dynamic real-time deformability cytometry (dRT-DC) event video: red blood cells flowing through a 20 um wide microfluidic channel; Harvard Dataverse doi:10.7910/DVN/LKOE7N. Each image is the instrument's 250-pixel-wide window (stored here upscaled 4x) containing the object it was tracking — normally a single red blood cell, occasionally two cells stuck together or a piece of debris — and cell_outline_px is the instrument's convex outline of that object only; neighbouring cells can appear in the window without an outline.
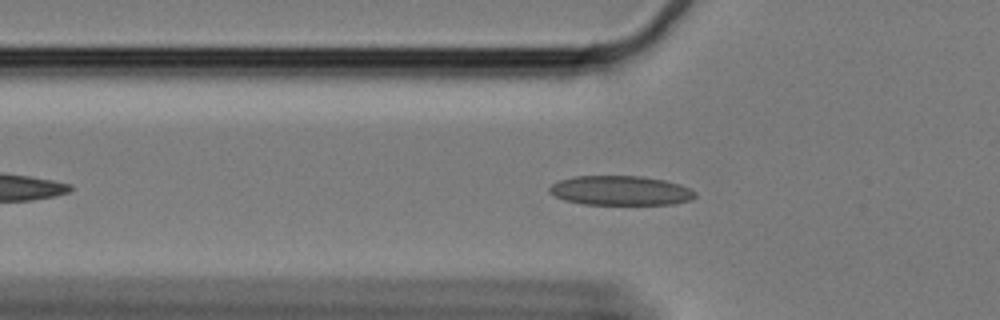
{"species": "Egyptian fruit bat (a non-hibernating species)", "species_latin": "Rousettus aegyptiacus", "temperature_condition": "cold", "stored_images_in_passage": 44, "camera_frame_rate_fps": 3000, "um_per_image_px": 0.085, "animal": {"sex": "female"}, "frame": {"image": 1, "passage_image": 11, "time_ms": 3.333, "image_size_px": [1000, 320], "cell_outline_px": [[696, 196], [692, 200], [672, 204], [584, 204], [564, 200], [548, 192], [548, 188], [552, 184], [560, 180], [572, 176], [644, 176], [664, 180], [680, 184], [692, 188], [696, 192]], "centroid_in_image_um": [52.77, 16.19], "position_along_channel_um": 73.0, "area_um2": 25.2}}
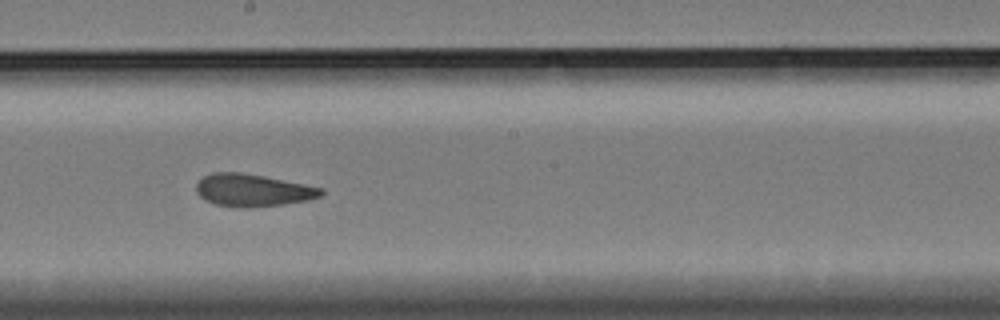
{"frame": {"image": 2, "passage_image": 25, "time_ms": 8.0, "image_size_px": [1000, 320], "cell_outline_px": [[324, 192], [320, 196], [308, 200], [284, 204], [248, 208], [216, 204], [204, 200], [196, 192], [196, 184], [204, 176], [212, 172], [240, 172], [264, 176], [324, 188]], "centroid_in_image_um": [21.48, 16.17], "position_along_channel_um": 226.7, "area_um2": 23.52}}
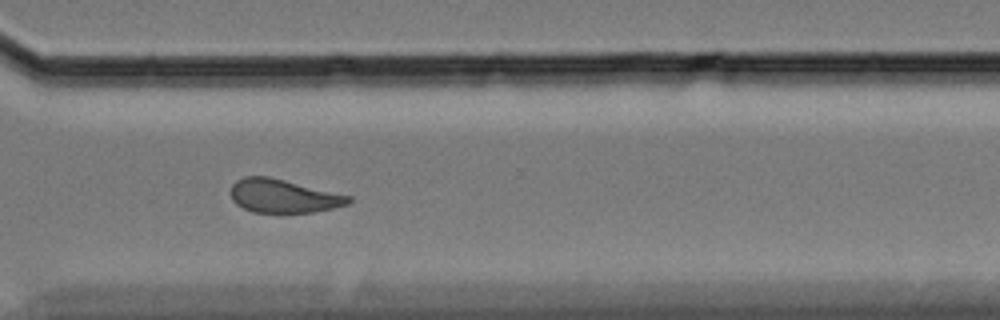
{"frame": {"image": 3, "passage_image": 36, "time_ms": 11.667, "image_size_px": [1000, 320], "cell_outline_px": [[352, 200], [348, 204], [316, 212], [284, 216], [252, 212], [236, 204], [232, 200], [232, 184], [236, 180], [244, 176], [268, 176], [352, 196]], "centroid_in_image_um": [24.09, 16.71], "position_along_channel_um": 346.5, "area_um2": 23.81}, "authors_computed_cell_mechanics": {"area_um2": 24.0737, "velocity_mm_per_s": 3.2727, "shape_relaxation_time_tau1_ms": null, "shape_relaxation_time_tau2_ms": 2.4403, "deformation_change_tau1": null, "deformation_change_tau2": 0.089}}